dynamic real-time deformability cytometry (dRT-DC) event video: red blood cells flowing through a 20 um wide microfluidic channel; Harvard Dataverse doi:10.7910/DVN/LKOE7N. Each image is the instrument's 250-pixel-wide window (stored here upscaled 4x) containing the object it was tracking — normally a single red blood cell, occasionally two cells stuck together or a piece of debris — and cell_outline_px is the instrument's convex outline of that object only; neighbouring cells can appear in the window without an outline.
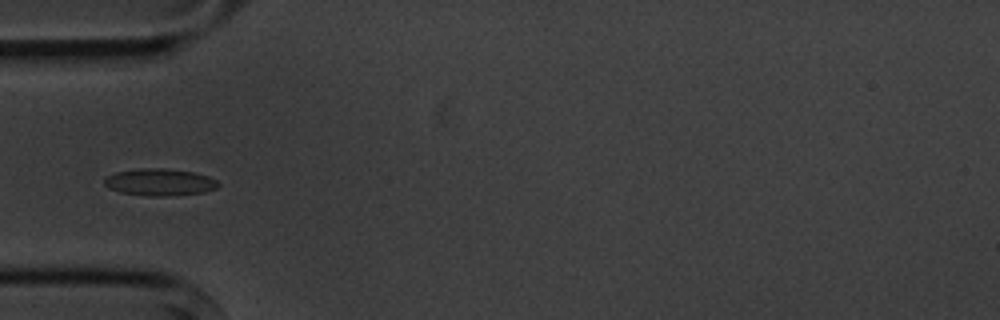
{"species": "common noctule bat (a hibernating species)", "species_latin": "Nyctalus noctula", "temperature_condition": "cold", "stored_images_in_passage": 9, "camera_frame_rate_fps": 3000, "um_per_image_px": 0.085, "animal": {"sex": "male", "body_mass_g": 20.1, "forearm_length_mm": 53.5}, "frame": {"image": 1, "passage_image": 1, "time_ms": 0.0, "image_size_px": [1000, 320], "cell_outline_px": [[220, 184], [216, 188], [204, 192], [168, 196], [148, 196], [120, 192], [108, 188], [104, 184], [104, 180], [108, 176], [116, 172], [140, 168], [164, 168], [192, 172], [208, 176], [216, 180]], "centroid_in_image_um": [13.57, 15.49], "position_along_channel_um": 71.4, "area_um2": 17.86}}
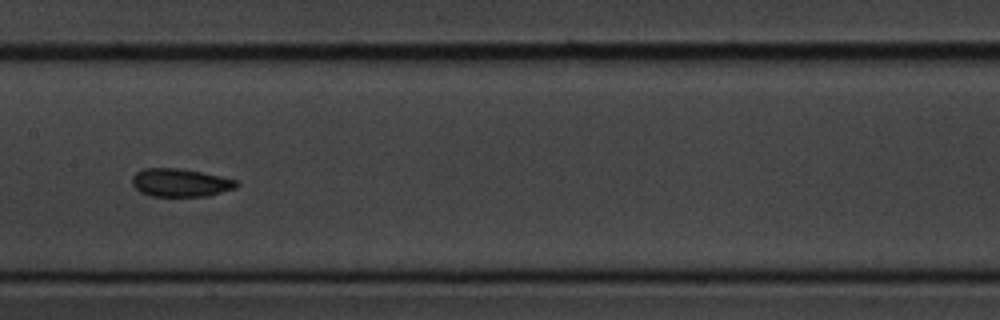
{"frame": {"image": 2, "passage_image": 4, "time_ms": 3.333, "image_size_px": [1000, 320], "cell_outline_px": [[240, 184], [236, 188], [208, 196], [152, 196], [140, 192], [132, 184], [132, 176], [136, 172], [144, 168], [180, 168], [220, 176], [236, 180]], "centroid_in_image_um": [15.33, 15.53], "position_along_channel_um": 192.1, "area_um2": 17.11}}
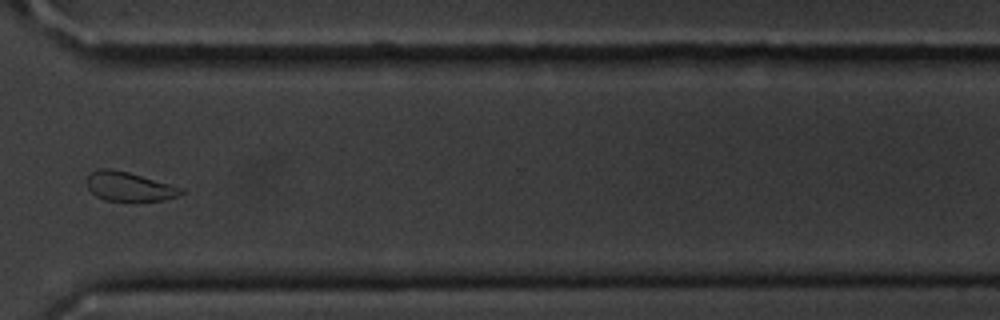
{"frame": {"image": 3, "passage_image": 8, "time_ms": 8.0, "image_size_px": [1000, 320], "cell_outline_px": [[184, 192], [176, 196], [164, 200], [104, 200], [96, 196], [88, 188], [88, 176], [92, 172], [100, 168], [108, 168], [128, 172], [184, 188]], "centroid_in_image_um": [10.98, 15.85], "position_along_channel_um": 359.6, "area_um2": 15.66}}